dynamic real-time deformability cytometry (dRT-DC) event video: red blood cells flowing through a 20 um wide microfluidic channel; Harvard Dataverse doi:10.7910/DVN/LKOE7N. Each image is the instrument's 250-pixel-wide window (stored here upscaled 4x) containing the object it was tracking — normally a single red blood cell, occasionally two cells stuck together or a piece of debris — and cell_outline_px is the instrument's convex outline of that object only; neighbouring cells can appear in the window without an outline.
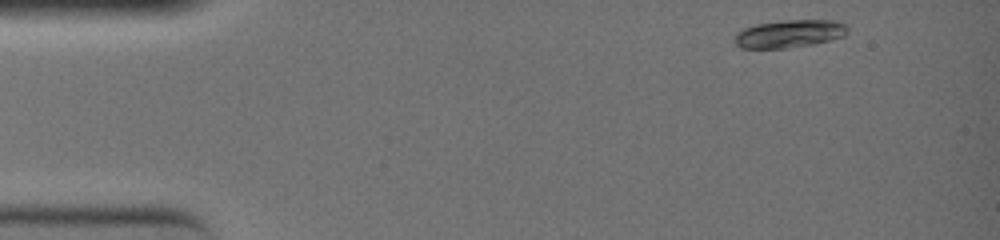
{"species": "common noctule bat (a hibernating species)", "species_latin": "Nyctalus noctula", "temperature_condition": "warm", "stored_images_in_passage": 44, "camera_frame_rate_fps": 3000, "um_per_image_px": 0.085, "animal": {"sex": "female", "body_mass_g": 19.0, "forearm_length_mm": 51.5}, "frame": {"image": 1, "passage_image": 1, "time_ms": 0.0, "image_size_px": [1000, 240], "cell_outline_px": [[848, 32], [844, 36], [832, 40], [812, 44], [788, 48], [740, 48], [736, 44], [736, 36], [744, 28], [756, 24], [784, 20], [836, 20], [844, 24], [848, 28]], "centroid_in_image_um": [67.15, 2.86], "position_along_channel_um": 17.8, "area_um2": 18.21}}
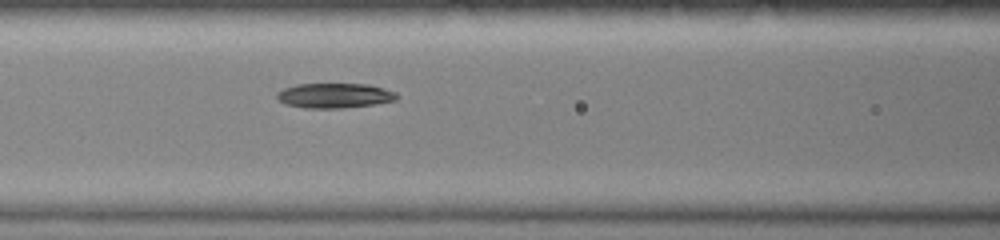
{"frame": {"image": 2, "passage_image": 18, "time_ms": 5.667, "image_size_px": [1000, 240], "cell_outline_px": [[400, 96], [396, 100], [372, 104], [344, 108], [304, 108], [284, 104], [276, 96], [276, 92], [284, 88], [296, 84], [368, 84], [384, 88], [396, 92]], "centroid_in_image_um": [28.43, 8.12], "position_along_channel_um": 138.2, "area_um2": 17.46}}
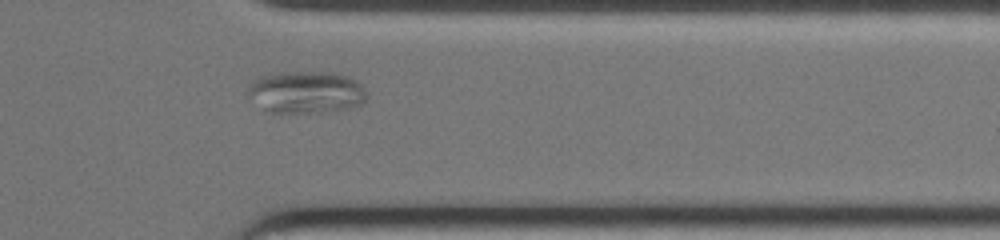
{"frame": {"image": 3, "passage_image": 37, "time_ms": 12.0, "image_size_px": [1000, 240], "cell_outline_px": [[368, 92], [364, 104], [344, 108], [320, 112], [272, 116], [248, 96], [248, 88], [252, 80], [260, 76], [280, 72], [328, 72], [348, 76], [356, 80]], "centroid_in_image_um": [25.97, 7.87], "position_along_channel_um": 385.4, "area_um2": 29.88}}